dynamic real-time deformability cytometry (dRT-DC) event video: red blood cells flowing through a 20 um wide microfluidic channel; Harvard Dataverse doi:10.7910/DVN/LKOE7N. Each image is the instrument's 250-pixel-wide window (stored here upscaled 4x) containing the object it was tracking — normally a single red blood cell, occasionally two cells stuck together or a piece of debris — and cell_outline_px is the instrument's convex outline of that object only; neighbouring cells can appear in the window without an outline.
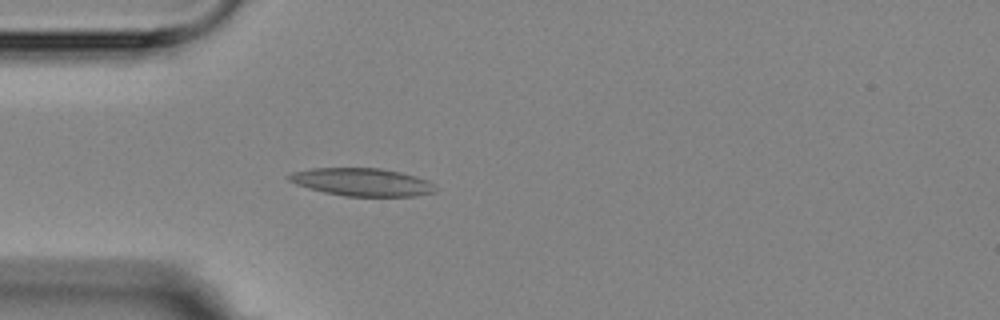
{"species": "Egyptian fruit bat (a non-hibernating species)", "species_latin": "Rousettus aegyptiacus", "temperature_condition": "room temperature", "stored_images_in_passage": 5, "camera_frame_rate_fps": 3000, "um_per_image_px": 0.085, "animal": {"sex": "female"}, "frame": {"image": 1, "passage_image": 5, "time_ms": 4.667, "image_size_px": [1000, 320], "cell_outline_px": [[436, 192], [412, 196], [344, 196], [324, 192], [308, 188], [296, 184], [288, 180], [284, 176], [292, 172], [312, 168], [380, 168], [400, 172], [416, 176], [428, 180], [436, 188]], "centroid_in_image_um": [30.74, 15.47], "position_along_channel_um": 54.3, "area_um2": 23.81}}